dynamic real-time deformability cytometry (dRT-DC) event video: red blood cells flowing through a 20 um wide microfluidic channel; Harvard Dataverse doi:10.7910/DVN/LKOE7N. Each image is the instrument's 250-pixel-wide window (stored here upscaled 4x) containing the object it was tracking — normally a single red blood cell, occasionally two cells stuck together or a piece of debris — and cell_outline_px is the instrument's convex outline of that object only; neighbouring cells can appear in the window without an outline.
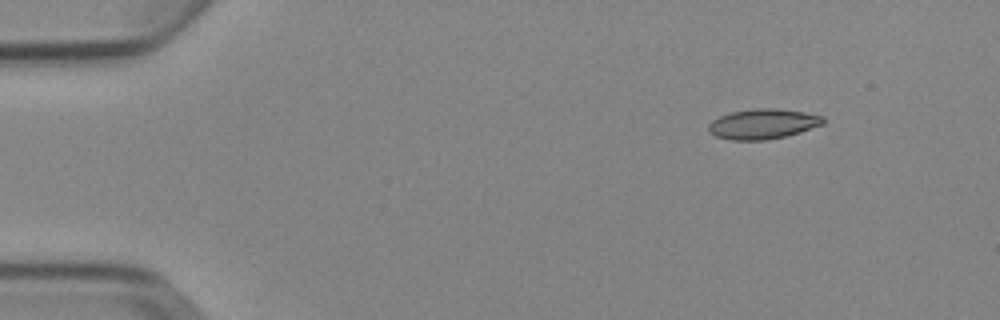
{"species": "Egyptian fruit bat (a non-hibernating species)", "species_latin": "Rousettus aegyptiacus", "temperature_condition": "cold", "stored_images_in_passage": 7, "camera_frame_rate_fps": 3000, "um_per_image_px": 0.085, "animal": {"sex": "female"}, "frame": {"image": 1, "passage_image": 1, "time_ms": 0.0, "image_size_px": [1000, 320], "cell_outline_px": [[824, 124], [800, 132], [784, 136], [764, 140], [732, 140], [716, 136], [708, 132], [708, 124], [712, 120], [720, 116], [732, 112], [756, 108], [776, 108], [804, 112], [824, 116]], "centroid_in_image_um": [64.84, 10.53], "position_along_channel_um": 20.2, "area_um2": 20.06}}
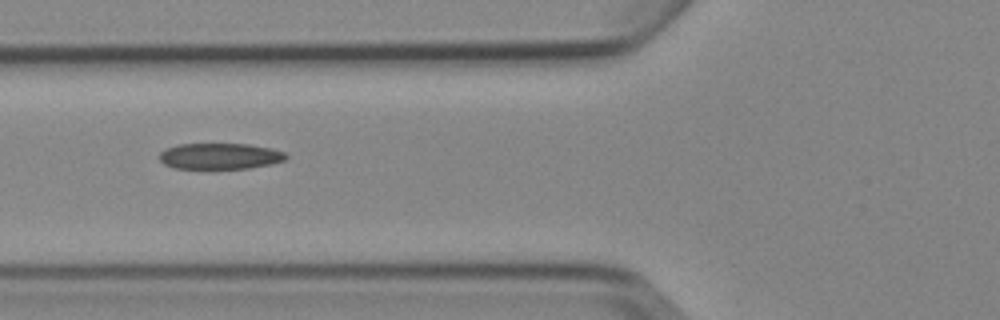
{"frame": {"image": 2, "passage_image": 5, "time_ms": 4.667, "image_size_px": [1000, 320], "cell_outline_px": [[288, 156], [284, 160], [272, 164], [248, 168], [172, 168], [164, 164], [160, 160], [160, 152], [164, 148], [176, 144], [248, 144], [272, 148], [284, 152]], "centroid_in_image_um": [18.68, 13.26], "position_along_channel_um": 107.1, "area_um2": 19.25}}
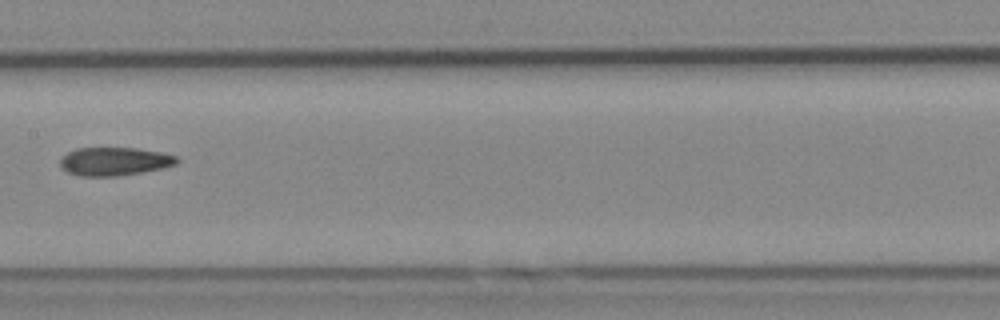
{"frame": {"image": 3, "passage_image": 7, "time_ms": 7.0, "image_size_px": [1000, 320], "cell_outline_px": [[180, 160], [176, 164], [164, 168], [116, 176], [76, 176], [68, 172], [60, 164], [60, 160], [68, 152], [76, 148], [136, 148], [164, 152], [176, 156]], "centroid_in_image_um": [9.76, 13.71], "position_along_channel_um": 197.6, "area_um2": 19.25}}